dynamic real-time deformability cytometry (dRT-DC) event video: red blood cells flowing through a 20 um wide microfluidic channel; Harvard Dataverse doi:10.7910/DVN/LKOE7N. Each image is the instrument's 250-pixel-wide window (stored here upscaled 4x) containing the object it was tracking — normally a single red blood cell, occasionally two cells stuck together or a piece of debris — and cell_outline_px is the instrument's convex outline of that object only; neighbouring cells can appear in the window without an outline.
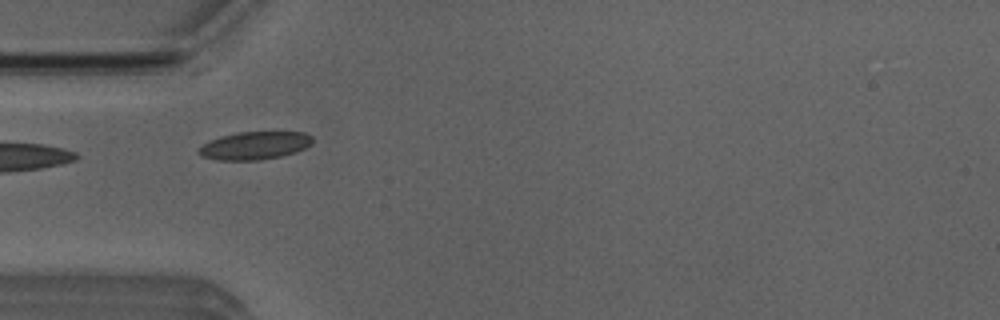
{"species": "Egyptian fruit bat (a non-hibernating species)", "species_latin": "Rousettus aegyptiacus", "temperature_condition": "room temperature", "stored_images_in_passage": 4, "segment_of_instrument_passage": [2, 2], "camera_frame_rate_fps": 3000, "um_per_image_px": 0.085, "animal": {"sex": "male"}, "frame": {"image": 1, "passage_image": 4, "time_ms": 3.333, "image_size_px": [1000, 320], "cell_outline_px": [[312, 144], [296, 152], [280, 156], [260, 160], [216, 160], [200, 156], [196, 152], [196, 148], [208, 140], [220, 136], [236, 132], [304, 132], [312, 136]], "centroid_in_image_um": [21.58, 12.37], "position_along_channel_um": 63.4, "area_um2": 18.79}}